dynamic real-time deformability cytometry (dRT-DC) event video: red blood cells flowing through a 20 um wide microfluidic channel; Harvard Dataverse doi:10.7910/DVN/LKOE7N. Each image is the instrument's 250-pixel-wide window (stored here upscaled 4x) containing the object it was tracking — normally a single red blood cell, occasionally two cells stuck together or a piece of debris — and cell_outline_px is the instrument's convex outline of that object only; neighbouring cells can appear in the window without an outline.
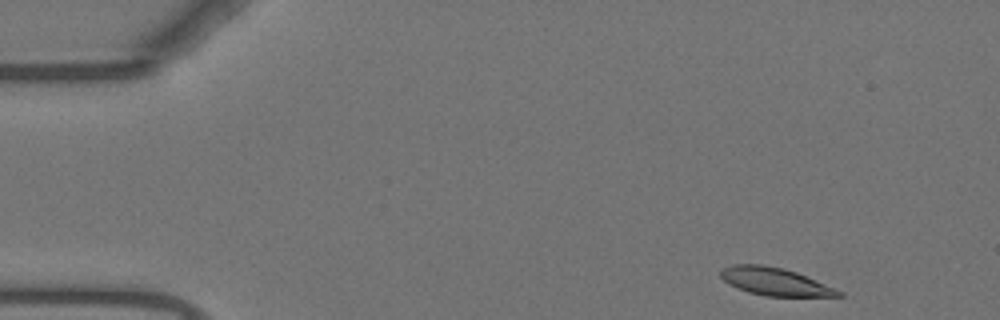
{"species": "Egyptian fruit bat (a non-hibernating species)", "species_latin": "Rousettus aegyptiacus", "temperature_condition": "warm", "stored_images_in_passage": 43, "camera_frame_rate_fps": 3000, "um_per_image_px": 0.085, "animal": {"sex": "female"}, "frame": {"image": 1, "passage_image": 1, "time_ms": 0.0, "image_size_px": [1000, 320], "cell_outline_px": [[844, 296], [764, 296], [748, 292], [736, 288], [728, 284], [720, 276], [720, 268], [732, 264], [760, 264], [784, 268], [796, 272], [836, 288], [844, 292]], "centroid_in_image_um": [65.84, 23.93], "position_along_channel_um": 19.2, "area_um2": 19.25}}
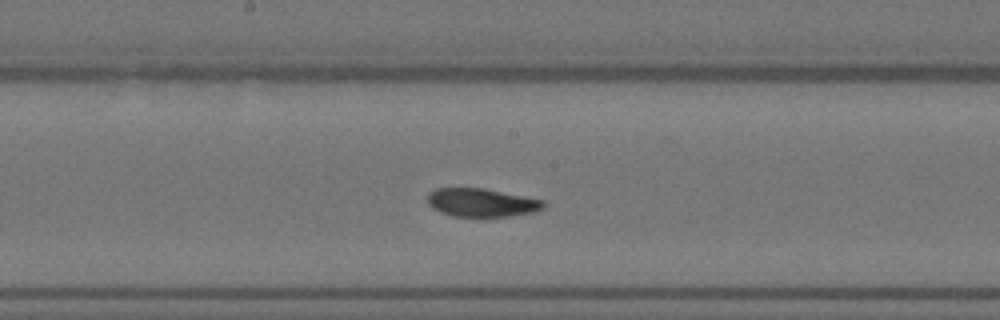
{"frame": {"image": 2, "passage_image": 24, "time_ms": 7.667, "image_size_px": [1000, 320], "cell_outline_px": [[544, 208], [532, 212], [508, 216], [452, 216], [440, 212], [432, 208], [428, 204], [428, 192], [436, 188], [484, 188], [544, 200]], "centroid_in_image_um": [40.9, 17.21], "position_along_channel_um": 207.3, "area_um2": 19.07}}
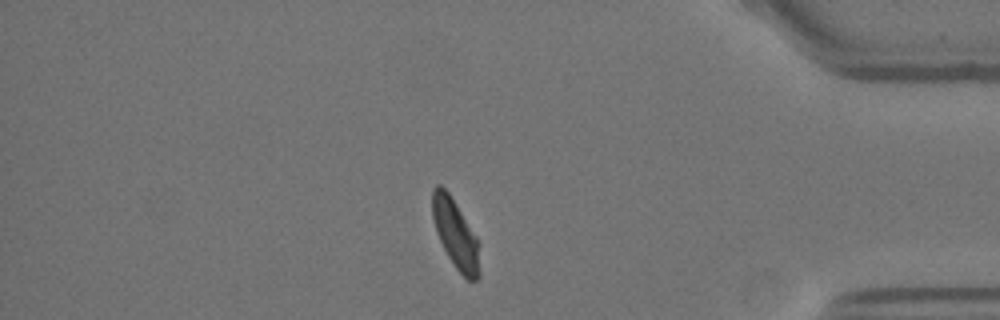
{"frame": {"image": 3, "passage_image": 42, "time_ms": 13.667, "image_size_px": [1000, 320], "cell_outline_px": [[480, 276], [476, 280], [468, 280], [456, 268], [448, 256], [436, 232], [432, 216], [432, 188], [436, 184], [440, 184], [448, 192], [456, 204], [476, 236], [480, 244]], "centroid_in_image_um": [38.73, 19.89], "position_along_channel_um": 396.5, "area_um2": 19.02}}